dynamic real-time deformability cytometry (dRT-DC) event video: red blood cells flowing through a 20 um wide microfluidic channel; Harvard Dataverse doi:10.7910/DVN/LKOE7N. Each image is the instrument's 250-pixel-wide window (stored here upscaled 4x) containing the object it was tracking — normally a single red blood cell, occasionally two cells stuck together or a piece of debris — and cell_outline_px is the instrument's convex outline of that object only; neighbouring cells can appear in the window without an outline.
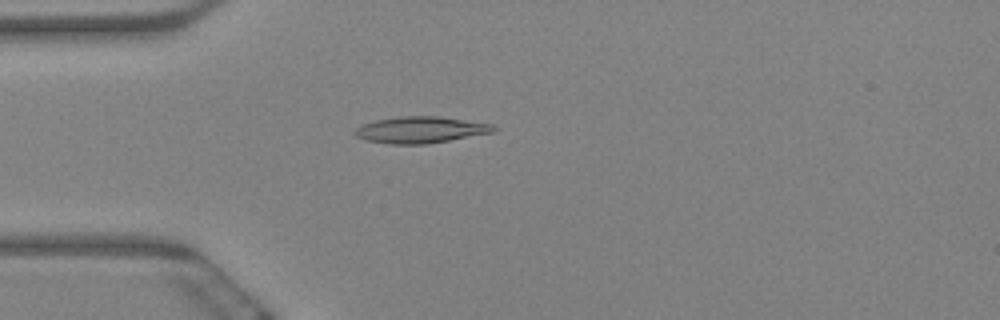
{"species": "Egyptian fruit bat (a non-hibernating species)", "species_latin": "Rousettus aegyptiacus", "temperature_condition": "warm", "stored_images_in_passage": 60, "camera_frame_rate_fps": 3000, "um_per_image_px": 0.085, "animal": {"sex": "female"}, "frame": {"image": 1, "passage_image": 17, "time_ms": 5.333, "image_size_px": [1000, 320], "cell_outline_px": [[496, 132], [424, 144], [388, 144], [368, 140], [356, 136], [352, 132], [360, 124], [376, 120], [400, 116], [440, 116], [492, 124], [496, 128]], "centroid_in_image_um": [35.73, 11.03], "position_along_channel_um": 49.3, "area_um2": 21.39}}
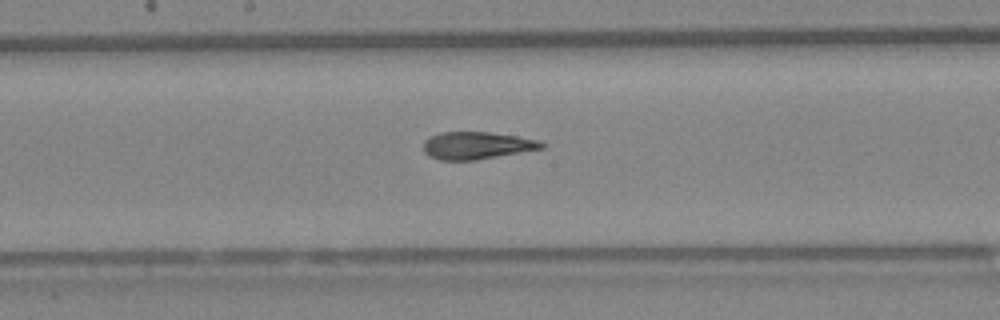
{"frame": {"image": 2, "passage_image": 32, "time_ms": 10.333, "image_size_px": [1000, 320], "cell_outline_px": [[544, 148], [476, 160], [440, 160], [428, 156], [424, 152], [424, 140], [440, 132], [488, 132], [516, 136], [540, 140], [544, 144]], "centroid_in_image_um": [40.51, 12.37], "position_along_channel_um": 207.7, "area_um2": 18.79}}
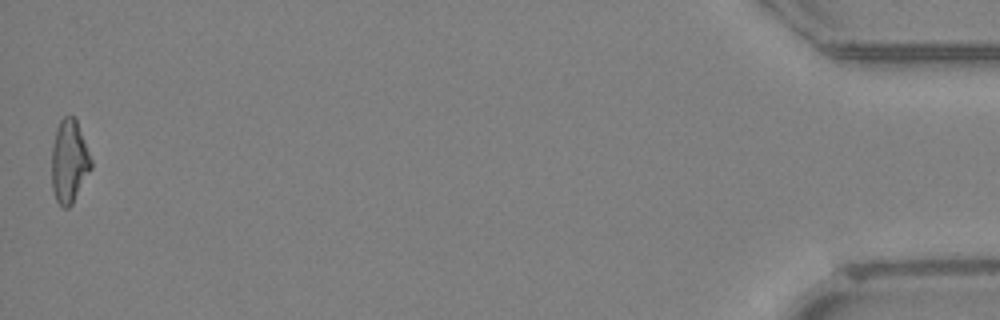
{"frame": {"image": 3, "passage_image": 60, "time_ms": 19.667, "image_size_px": [1000, 320], "cell_outline_px": [[92, 168], [72, 204], [68, 208], [64, 208], [56, 200], [52, 188], [52, 148], [56, 128], [60, 120], [64, 116], [72, 116], [76, 120], [92, 160]], "centroid_in_image_um": [5.88, 13.73], "position_along_channel_um": 429.3, "area_um2": 18.96}, "authors_computed_cell_mechanics": {"area_um2": 19.652, "velocity_mm_per_s": 3.4003, "shape_relaxation_time_tau1_ms": 8.1492, "shape_relaxation_time_tau2_ms": 2.2396, "deformation_change_tau1": 0.2349, "deformation_change_tau2": 0.1071}}